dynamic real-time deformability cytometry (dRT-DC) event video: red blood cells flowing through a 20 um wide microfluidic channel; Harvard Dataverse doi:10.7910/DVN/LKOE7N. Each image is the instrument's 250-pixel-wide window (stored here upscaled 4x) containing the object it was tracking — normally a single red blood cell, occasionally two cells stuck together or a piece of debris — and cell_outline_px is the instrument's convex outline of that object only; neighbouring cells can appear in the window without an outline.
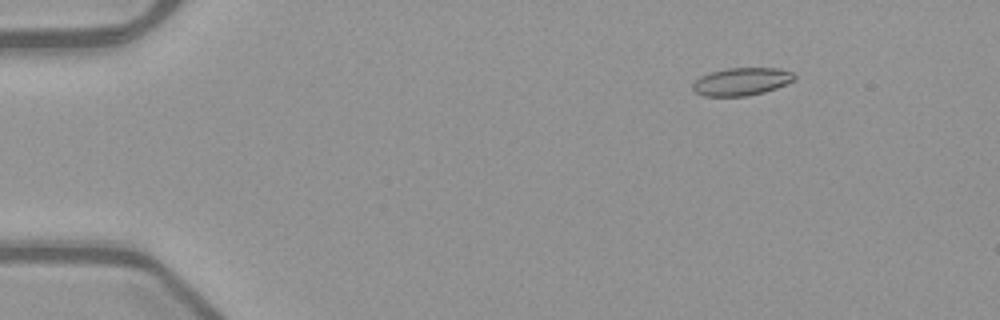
{"species": "common noctule bat (a hibernating species)", "species_latin": "Nyctalus noctula", "temperature_condition": "warm", "stored_images_in_passage": 53, "camera_frame_rate_fps": 3000, "um_per_image_px": 0.085, "animal": {"sex": "female", "body_mass_g": 21.9}, "frame": {"image": 1, "passage_image": 8, "time_ms": 2.333, "image_size_px": [1000, 320], "cell_outline_px": [[796, 80], [776, 88], [764, 92], [748, 96], [704, 96], [696, 92], [692, 88], [692, 84], [700, 76], [712, 72], [728, 68], [776, 68], [792, 72], [796, 76]], "centroid_in_image_um": [63.05, 6.94], "position_along_channel_um": 22.0, "area_um2": 16.42}}
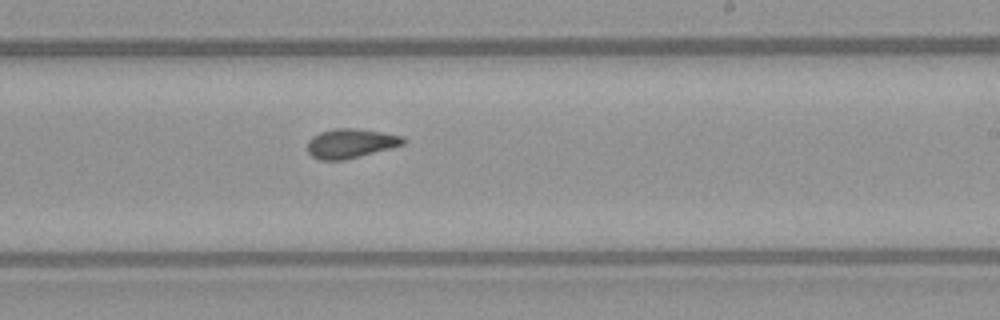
{"frame": {"image": 2, "passage_image": 33, "time_ms": 10.667, "image_size_px": [1000, 320], "cell_outline_px": [[408, 140], [404, 144], [344, 160], [320, 160], [312, 156], [308, 152], [308, 140], [312, 136], [320, 132], [336, 128], [352, 128], [380, 132], [404, 136]], "centroid_in_image_um": [29.79, 12.18], "position_along_channel_um": 259.2, "area_um2": 16.24}}
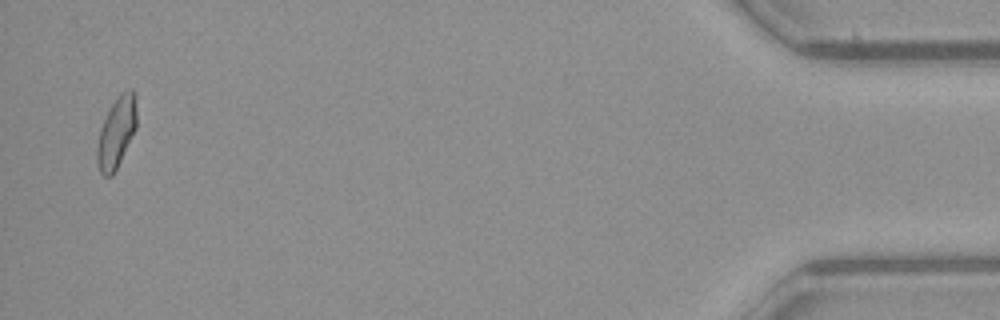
{"frame": {"image": 3, "passage_image": 52, "time_ms": 17.0, "image_size_px": [1000, 320], "cell_outline_px": [[136, 128], [112, 176], [104, 176], [100, 172], [96, 160], [96, 148], [100, 128], [112, 104], [128, 88], [132, 88], [136, 96]], "centroid_in_image_um": [9.89, 11.26], "position_along_channel_um": 425.3, "area_um2": 16.01}, "authors_computed_cell_mechanics": {"area_um2": 16.2418, "velocity_mm_per_s": 3.9812, "shape_relaxation_time_tau1_ms": null, "shape_relaxation_time_tau2_ms": 2.512, "deformation_change_tau1": null, "deformation_change_tau2": 0.0876}}